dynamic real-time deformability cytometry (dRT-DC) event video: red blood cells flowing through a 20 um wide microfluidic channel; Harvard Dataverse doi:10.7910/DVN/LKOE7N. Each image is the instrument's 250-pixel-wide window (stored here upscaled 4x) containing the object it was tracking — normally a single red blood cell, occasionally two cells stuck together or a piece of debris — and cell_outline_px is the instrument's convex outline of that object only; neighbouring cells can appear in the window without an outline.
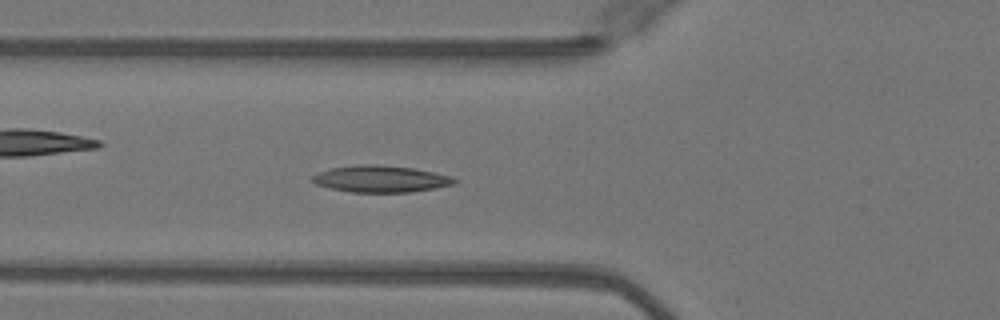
{"species": "Egyptian fruit bat (a non-hibernating species)", "species_latin": "Rousettus aegyptiacus", "temperature_condition": "warm", "stored_images_in_passage": 37, "camera_frame_rate_fps": 3000, "um_per_image_px": 0.085, "animal": {"sex": "female"}, "frame": {"image": 1, "passage_image": 8, "time_ms": 2.333, "image_size_px": [1000, 320], "cell_outline_px": [[460, 180], [456, 184], [436, 188], [408, 192], [352, 192], [332, 188], [316, 184], [312, 180], [312, 176], [320, 172], [332, 168], [356, 164], [380, 164], [416, 168], [452, 176]], "centroid_in_image_um": [32.44, 15.19], "position_along_channel_um": 93.4, "area_um2": 22.25}}
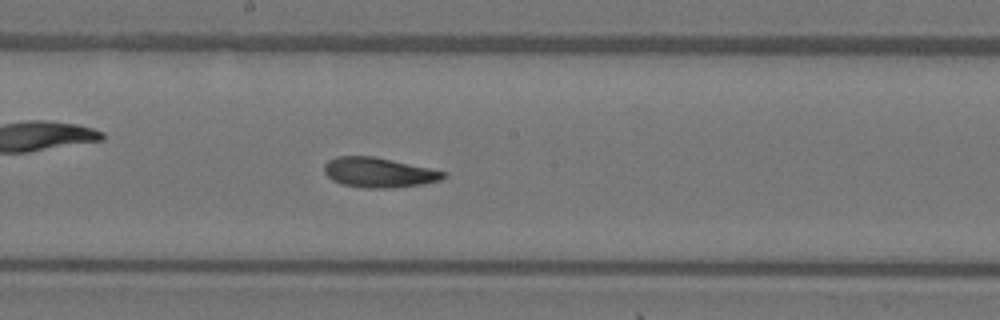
{"frame": {"image": 2, "passage_image": 17, "time_ms": 5.333, "image_size_px": [1000, 320], "cell_outline_px": [[448, 176], [440, 180], [420, 184], [392, 188], [364, 188], [340, 184], [332, 180], [324, 172], [324, 164], [328, 160], [336, 156], [372, 156], [392, 160], [448, 172]], "centroid_in_image_um": [32.18, 14.66], "position_along_channel_um": 216.0, "area_um2": 20.81}}
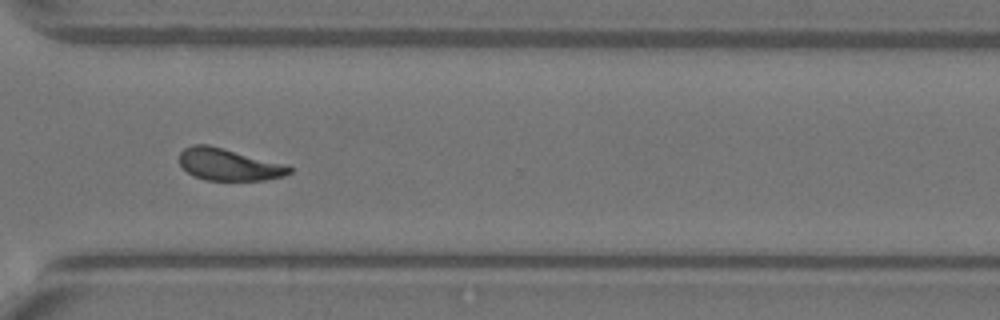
{"frame": {"image": 3, "passage_image": 27, "time_ms": 8.667, "image_size_px": [1000, 320], "cell_outline_px": [[292, 172], [284, 176], [264, 180], [204, 180], [188, 172], [180, 164], [180, 152], [184, 148], [192, 144], [208, 144], [288, 164], [292, 168]], "centroid_in_image_um": [19.48, 13.97], "position_along_channel_um": 351.1, "area_um2": 20.63}, "authors_computed_cell_mechanics": {"area_um2": 20.4612, "velocity_mm_per_s": 4.0617, "shape_relaxation_time_tau1_ms": 4.7756, "shape_relaxation_time_tau2_ms": 2.3306, "deformation_change_tau1": 0.1795, "deformation_change_tau2": 0.1056}}